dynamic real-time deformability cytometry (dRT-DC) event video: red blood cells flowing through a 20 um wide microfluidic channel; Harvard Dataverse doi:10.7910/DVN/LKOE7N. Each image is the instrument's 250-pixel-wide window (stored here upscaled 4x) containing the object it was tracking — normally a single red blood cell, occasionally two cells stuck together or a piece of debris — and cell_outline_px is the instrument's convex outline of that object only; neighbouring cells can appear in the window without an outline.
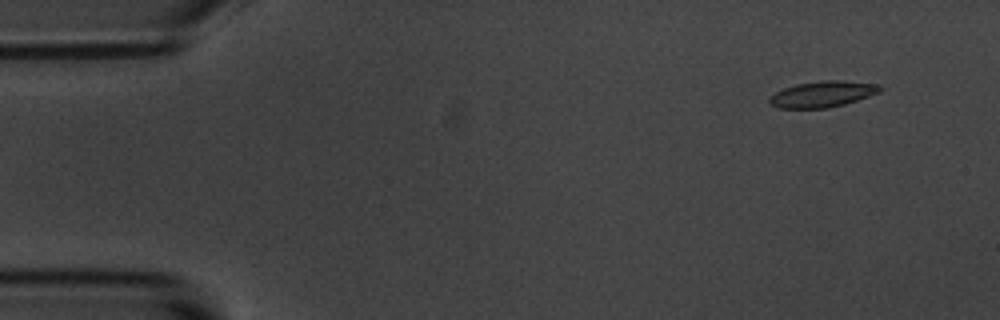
{"species": "common noctule bat (a hibernating species)", "species_latin": "Nyctalus noctula", "temperature_condition": "room temperature", "stored_images_in_passage": 52, "camera_frame_rate_fps": 3000, "um_per_image_px": 0.085, "animal": {"sex": "male", "body_mass_g": 20.1, "forearm_length_mm": 53.5}, "frame": {"image": 1, "passage_image": 2, "time_ms": 0.333, "image_size_px": [1000, 320], "cell_outline_px": [[884, 88], [880, 92], [844, 104], [828, 108], [780, 108], [772, 104], [768, 100], [768, 96], [784, 88], [796, 84], [824, 80], [840, 80], [880, 84]], "centroid_in_image_um": [69.93, 7.99], "position_along_channel_um": 15.1, "area_um2": 16.76}}
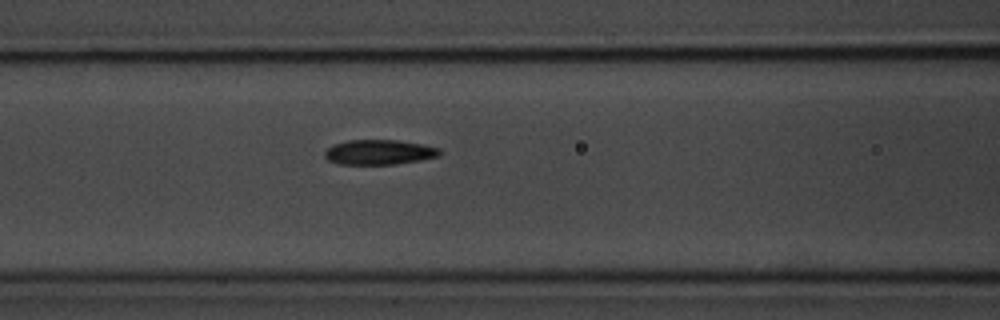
{"frame": {"image": 2, "passage_image": 20, "time_ms": 6.333, "image_size_px": [1000, 320], "cell_outline_px": [[440, 156], [420, 160], [396, 164], [336, 164], [328, 160], [324, 156], [324, 152], [332, 144], [348, 140], [396, 140], [424, 144], [440, 148]], "centroid_in_image_um": [32.22, 12.93], "position_along_channel_um": 134.4, "area_um2": 16.82}}
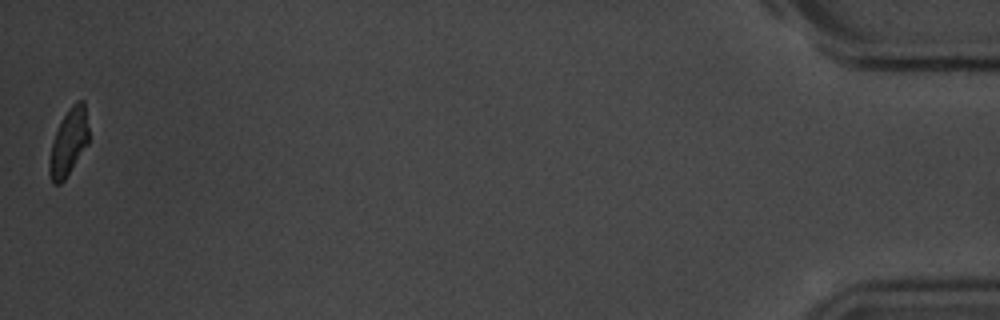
{"frame": {"image": 3, "passage_image": 52, "time_ms": 17.0, "image_size_px": [1000, 320], "cell_outline_px": [[88, 144], [64, 180], [60, 184], [52, 184], [48, 172], [48, 160], [52, 144], [56, 132], [64, 116], [72, 104], [76, 100], [84, 100], [88, 128]], "centroid_in_image_um": [5.82, 12.12], "position_along_channel_um": 429.4, "area_um2": 15.2}, "authors_computed_cell_mechanics": {"area_um2": 16.7909, "velocity_mm_per_s": 3.6608, "shape_relaxation_time_tau1_ms": 3.9235, "shape_relaxation_time_tau2_ms": 3.5542, "deformation_change_tau1": 0.1342, "deformation_change_tau2": 0.0855}}